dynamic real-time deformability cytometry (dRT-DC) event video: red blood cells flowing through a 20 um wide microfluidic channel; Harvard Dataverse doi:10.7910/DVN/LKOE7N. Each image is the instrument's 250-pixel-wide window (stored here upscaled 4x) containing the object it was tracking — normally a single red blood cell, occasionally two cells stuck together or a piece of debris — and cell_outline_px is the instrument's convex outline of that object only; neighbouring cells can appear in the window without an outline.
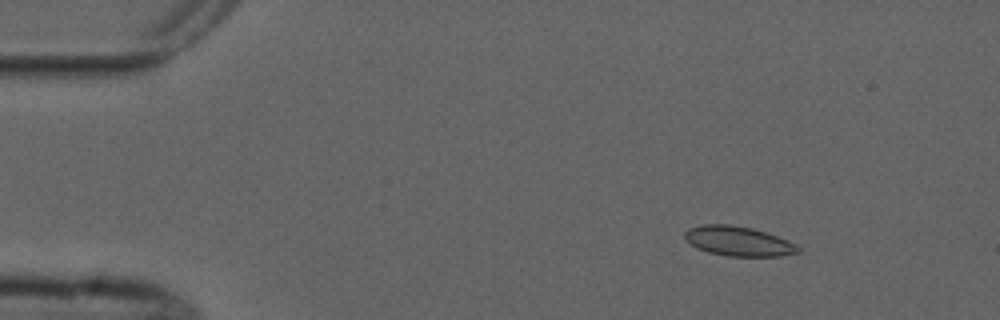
{"species": "common noctule bat (a hibernating species)", "species_latin": "Nyctalus noctula", "temperature_condition": "cold", "stored_images_in_passage": 5, "camera_frame_rate_fps": 3000, "um_per_image_px": 0.085, "animal": {"sex": "male", "forearm_length_mm": 52.5}, "frame": {"image": 1, "passage_image": 2, "time_ms": 1.0, "image_size_px": [1000, 320], "cell_outline_px": [[800, 252], [780, 256], [728, 256], [708, 252], [696, 248], [684, 240], [684, 232], [688, 228], [704, 224], [728, 224], [752, 228], [788, 240], [796, 244], [800, 248]], "centroid_in_image_um": [62.72, 20.5], "position_along_channel_um": 22.3, "area_um2": 19.65}}
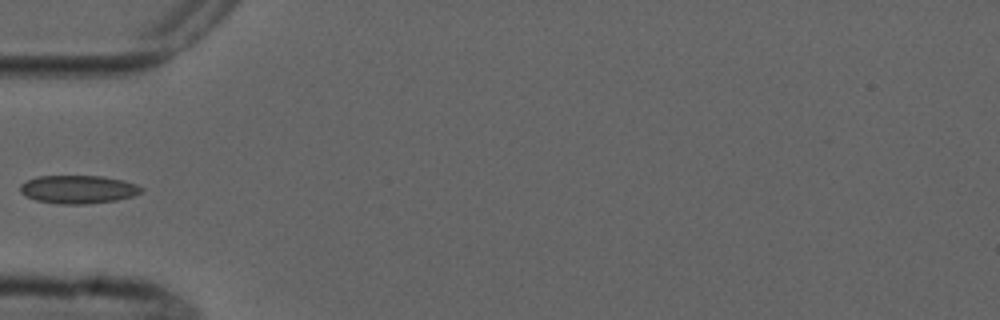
{"frame": {"image": 2, "passage_image": 5, "time_ms": 4.667, "image_size_px": [1000, 320], "cell_outline_px": [[144, 192], [132, 196], [116, 200], [84, 204], [60, 204], [36, 200], [24, 196], [20, 192], [20, 184], [36, 176], [104, 176], [124, 180], [136, 184], [144, 188]], "centroid_in_image_um": [6.65, 16.09], "position_along_channel_um": 78.3, "area_um2": 20.06}}